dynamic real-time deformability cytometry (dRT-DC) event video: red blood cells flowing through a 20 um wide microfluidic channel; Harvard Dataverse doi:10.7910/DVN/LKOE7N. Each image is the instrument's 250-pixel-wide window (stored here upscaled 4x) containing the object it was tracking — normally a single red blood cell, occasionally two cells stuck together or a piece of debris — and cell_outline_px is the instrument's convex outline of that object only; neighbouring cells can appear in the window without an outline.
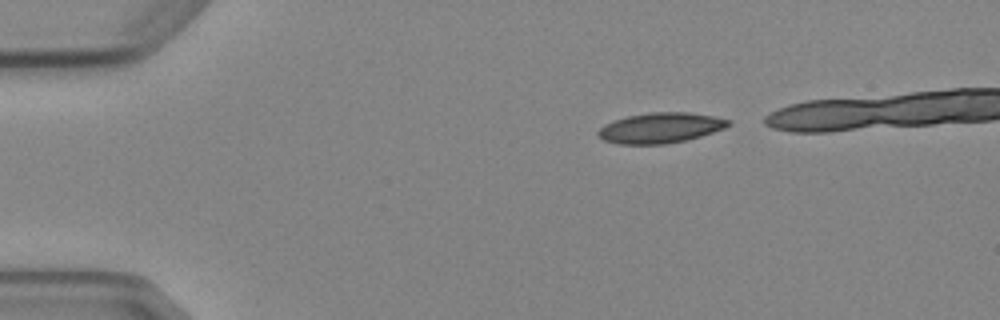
{"species": "Egyptian fruit bat (a non-hibernating species)", "species_latin": "Rousettus aegyptiacus", "temperature_condition": "cold", "stored_images_in_passage": 4, "camera_frame_rate_fps": 3000, "um_per_image_px": 0.085, "animal": {"sex": "female"}, "frame": {"image": 1, "passage_image": 1, "time_ms": 0.0, "image_size_px": [1000, 320], "cell_outline_px": [[732, 124], [724, 128], [700, 136], [684, 140], [664, 144], [616, 144], [604, 140], [596, 132], [604, 124], [612, 120], [628, 116], [652, 112], [688, 112], [716, 116], [732, 120]], "centroid_in_image_um": [56.14, 10.86], "position_along_channel_um": 28.9, "area_um2": 23.06}}